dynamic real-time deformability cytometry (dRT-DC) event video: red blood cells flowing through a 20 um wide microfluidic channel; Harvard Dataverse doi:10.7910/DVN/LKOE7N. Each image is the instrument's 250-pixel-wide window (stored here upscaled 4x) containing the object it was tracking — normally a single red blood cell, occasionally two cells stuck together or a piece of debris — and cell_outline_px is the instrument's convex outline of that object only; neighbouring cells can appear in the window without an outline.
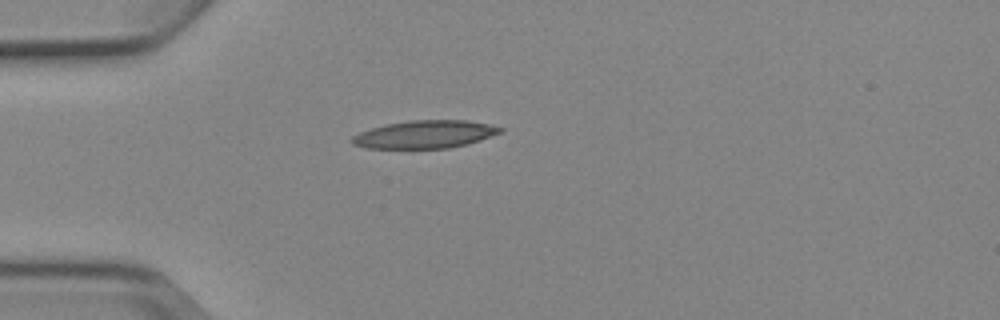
{"species": "Egyptian fruit bat (a non-hibernating species)", "species_latin": "Rousettus aegyptiacus", "temperature_condition": "cold", "stored_images_in_passage": 4, "camera_frame_rate_fps": 3000, "um_per_image_px": 0.085, "animal": {"sex": "female"}, "frame": {"image": 1, "passage_image": 4, "time_ms": 4.333, "image_size_px": [1000, 320], "cell_outline_px": [[504, 132], [468, 144], [448, 148], [368, 148], [352, 144], [348, 140], [352, 136], [360, 132], [384, 124], [408, 120], [468, 120], [488, 124], [504, 128]], "centroid_in_image_um": [36.12, 11.41], "position_along_channel_um": 48.9, "area_um2": 24.22}}